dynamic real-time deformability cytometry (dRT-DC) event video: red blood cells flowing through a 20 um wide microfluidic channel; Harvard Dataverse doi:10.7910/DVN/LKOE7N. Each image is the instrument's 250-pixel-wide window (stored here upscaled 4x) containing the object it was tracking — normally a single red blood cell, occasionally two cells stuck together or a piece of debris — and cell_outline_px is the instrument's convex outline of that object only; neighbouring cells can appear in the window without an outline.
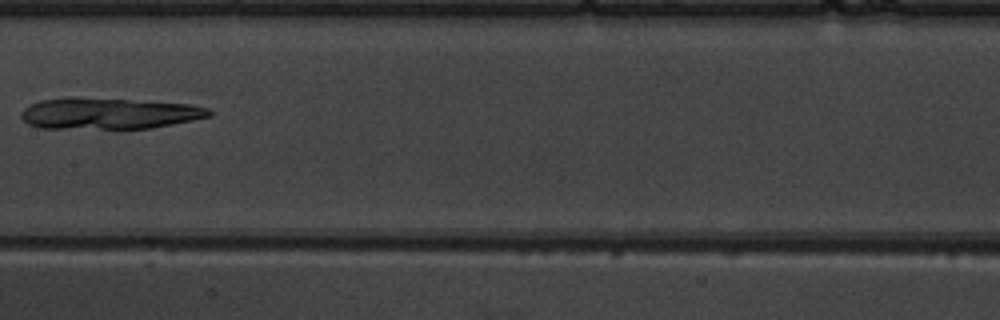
{"species": "common noctule bat (a hibernating species)", "species_latin": "Nyctalus noctula", "temperature_condition": "warm", "stored_images_in_passage": 6, "camera_frame_rate_fps": 3000, "um_per_image_px": 0.085, "animal": {"sex": "male", "body_mass_g": 19.5, "forearm_length_mm": 54.6}, "frame": {"image": 1, "passage_image": 5, "time_ms": 5.667, "image_size_px": [1000, 320], "cell_outline_px": [[212, 116], [152, 128], [120, 132], [40, 128], [28, 124], [20, 116], [20, 112], [24, 108], [40, 100], [64, 96], [76, 96], [192, 104], [208, 108], [212, 112]], "centroid_in_image_um": [9.2, 9.68], "position_along_channel_um": 198.2, "area_um2": 36.18}}
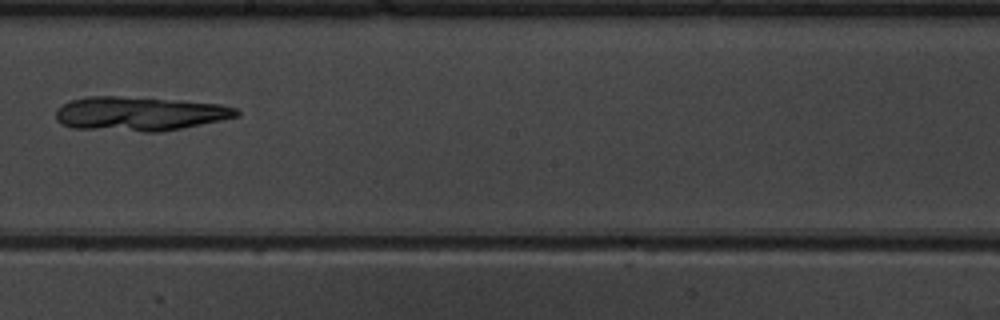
{"frame": {"image": 2, "passage_image": 6, "time_ms": 6.667, "image_size_px": [1000, 320], "cell_outline_px": [[240, 116], [160, 132], [144, 132], [76, 128], [60, 124], [56, 120], [56, 108], [72, 100], [88, 96], [116, 96], [180, 100], [220, 104], [236, 108], [240, 112]], "centroid_in_image_um": [11.85, 9.66], "position_along_channel_um": 236.4, "area_um2": 35.89}}